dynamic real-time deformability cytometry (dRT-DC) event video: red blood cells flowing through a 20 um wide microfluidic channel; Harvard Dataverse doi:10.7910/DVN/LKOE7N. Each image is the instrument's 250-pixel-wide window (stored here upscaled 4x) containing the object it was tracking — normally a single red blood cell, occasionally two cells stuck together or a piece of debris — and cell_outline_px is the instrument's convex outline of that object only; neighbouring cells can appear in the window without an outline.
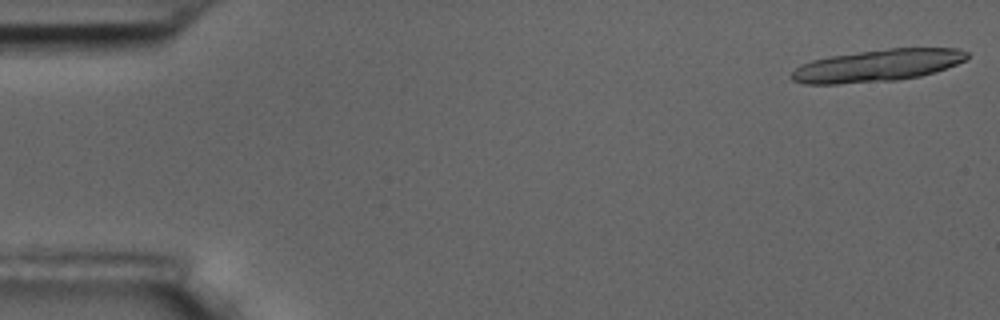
{"species": "common noctule bat (a hibernating species)", "species_latin": "Nyctalus noctula", "temperature_condition": "room temperature", "stored_images_in_passage": 26, "camera_frame_rate_fps": 3000, "um_per_image_px": 0.085, "animal": {"sex": "male", "body_mass_g": 17.5, "forearm_length_mm": 52.3}, "frame": {"image": 1, "passage_image": 1, "time_ms": 0.0, "image_size_px": [1000, 320], "cell_outline_px": [[968, 56], [964, 60], [956, 64], [936, 72], [920, 76], [896, 80], [840, 84], [804, 84], [792, 80], [792, 72], [800, 64], [812, 60], [832, 56], [888, 48], [956, 48], [968, 52]], "centroid_in_image_um": [74.58, 5.58], "position_along_channel_um": 10.4, "area_um2": 32.66}}